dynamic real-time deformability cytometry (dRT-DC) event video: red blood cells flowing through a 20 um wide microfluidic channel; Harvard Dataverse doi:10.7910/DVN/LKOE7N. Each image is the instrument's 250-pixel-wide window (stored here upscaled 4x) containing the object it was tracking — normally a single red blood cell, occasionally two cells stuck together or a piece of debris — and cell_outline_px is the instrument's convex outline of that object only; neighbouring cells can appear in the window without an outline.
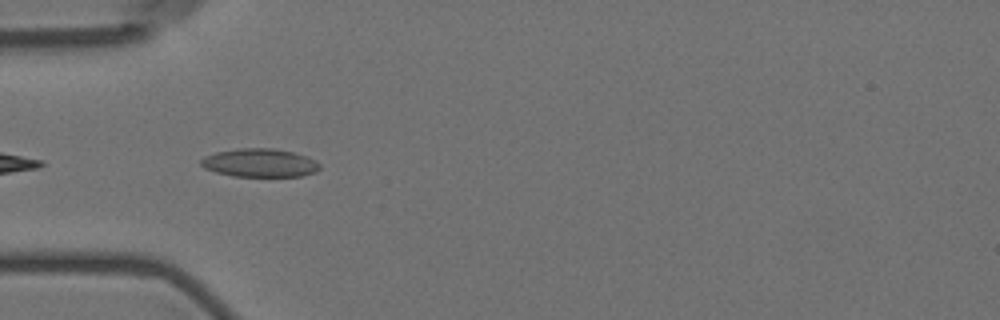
{"species": "Egyptian fruit bat (a non-hibernating species)", "species_latin": "Rousettus aegyptiacus", "temperature_condition": "room temperature", "stored_images_in_passage": 7, "camera_frame_rate_fps": 3000, "um_per_image_px": 0.085, "animal": {"sex": "female"}, "frame": {"image": 1, "passage_image": 7, "time_ms": 7.0, "image_size_px": [1000, 320], "cell_outline_px": [[320, 168], [316, 172], [300, 176], [232, 176], [216, 172], [204, 168], [200, 164], [200, 160], [204, 156], [216, 152], [240, 148], [276, 148], [292, 152], [316, 160], [320, 164]], "centroid_in_image_um": [22.07, 13.84], "position_along_channel_um": 62.9, "area_um2": 19.65}}